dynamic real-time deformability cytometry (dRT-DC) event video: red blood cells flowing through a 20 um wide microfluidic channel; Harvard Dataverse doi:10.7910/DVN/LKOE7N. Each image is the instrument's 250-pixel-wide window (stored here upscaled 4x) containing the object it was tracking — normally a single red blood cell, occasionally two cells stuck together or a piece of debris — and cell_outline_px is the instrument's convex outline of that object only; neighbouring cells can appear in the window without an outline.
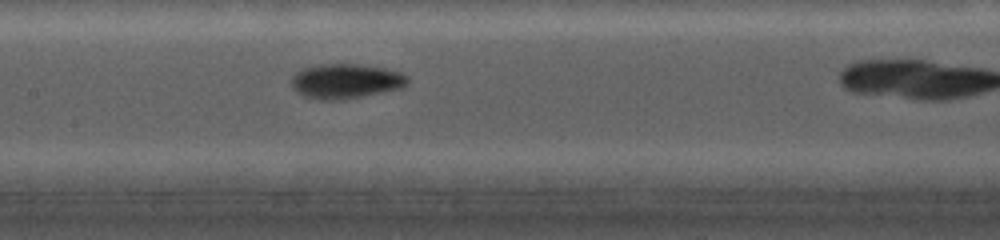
{"species": "common noctule bat (a hibernating species)", "species_latin": "Nyctalus noctula", "temperature_condition": "cold", "stored_images_in_passage": 62, "camera_frame_rate_fps": 5000, "um_per_image_px": 0.085, "animal": {"sex": "female", "body_mass_g": 19.0, "forearm_length_mm": 56.7}, "frame": {"image": 1, "passage_image": 19, "time_ms": 4.0, "image_size_px": [1000, 240], "cell_outline_px": [[408, 80], [400, 88], [356, 96], [328, 100], [320, 100], [304, 96], [292, 88], [292, 76], [300, 68], [320, 64], [356, 64], [384, 68], [400, 72], [408, 76]], "centroid_in_image_um": [29.32, 6.87], "position_along_channel_um": 178.1, "area_um2": 22.95}}
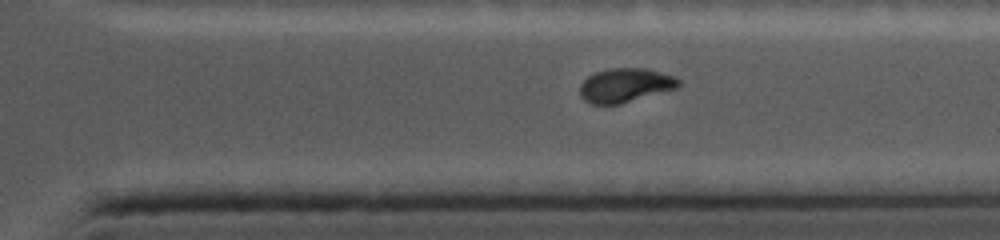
{"frame": {"image": 2, "passage_image": 52, "time_ms": 8.8, "image_size_px": [1000, 240], "cell_outline_px": [[680, 84], [676, 88], [620, 104], [592, 104], [584, 100], [580, 96], [580, 84], [588, 76], [596, 72], [608, 68], [648, 68], [676, 76], [680, 80]], "centroid_in_image_um": [53.15, 7.23], "position_along_channel_um": 358.3, "area_um2": 19.65}}
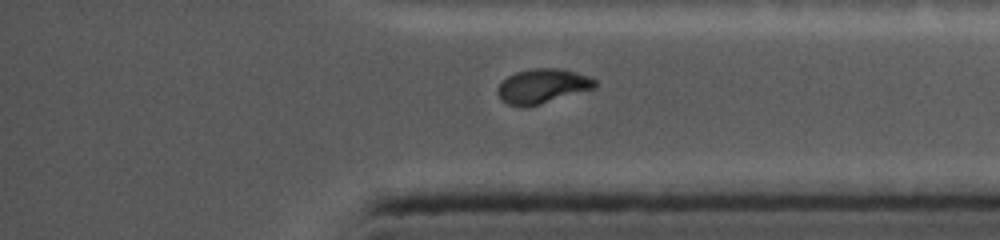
{"frame": {"image": 3, "passage_image": 58, "time_ms": 9.6, "image_size_px": [1000, 240], "cell_outline_px": [[596, 84], [592, 88], [524, 108], [508, 104], [496, 92], [500, 84], [508, 76], [516, 72], [532, 68], [560, 68], [576, 72], [588, 76], [596, 80]], "centroid_in_image_um": [46.08, 7.3], "position_along_channel_um": 389.1, "area_um2": 19.07}}